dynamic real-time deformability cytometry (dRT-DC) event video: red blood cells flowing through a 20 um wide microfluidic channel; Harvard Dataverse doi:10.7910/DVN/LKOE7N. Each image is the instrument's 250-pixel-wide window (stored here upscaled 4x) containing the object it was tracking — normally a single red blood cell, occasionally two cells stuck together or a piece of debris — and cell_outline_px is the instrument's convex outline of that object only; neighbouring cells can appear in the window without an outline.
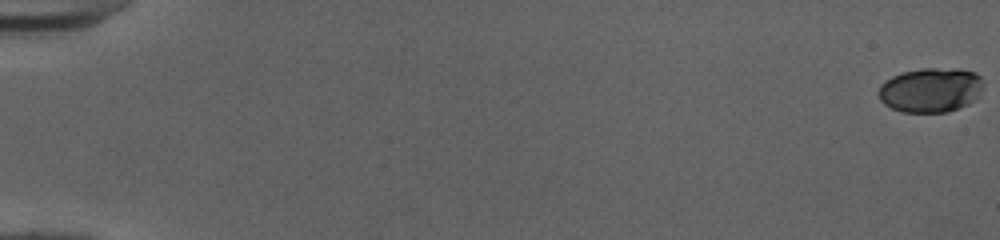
{"species": "human", "species_latin": "Homo sapiens", "temperature_condition": "cold", "stored_images_in_passage": 53, "camera_frame_rate_fps": 3000, "um_per_image_px": 0.085, "donor": {"sex": "female"}, "frame": {"image": 1, "passage_image": 1, "time_ms": 0.0, "image_size_px": [1000, 240], "cell_outline_px": [[984, 88], [968, 104], [948, 112], [900, 112], [884, 104], [880, 100], [876, 92], [880, 84], [884, 80], [892, 76], [904, 72], [920, 68], [960, 68], [976, 72], [984, 80]], "centroid_in_image_um": [79.09, 7.63], "position_along_channel_um": 5.9, "area_um2": 27.69}}
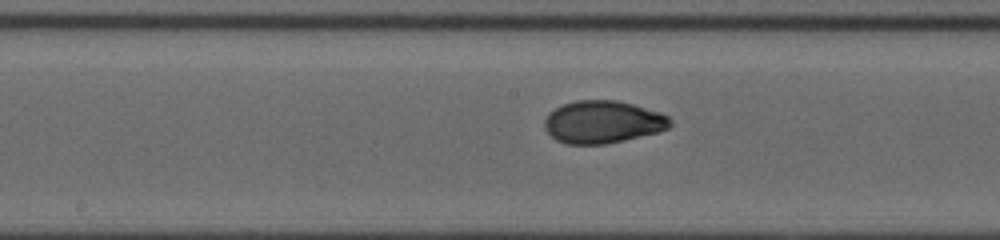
{"frame": {"image": 2, "passage_image": 30, "time_ms": 9.667, "image_size_px": [1000, 240], "cell_outline_px": [[672, 124], [668, 128], [660, 132], [624, 140], [604, 144], [568, 144], [556, 140], [544, 128], [544, 120], [548, 112], [564, 104], [576, 100], [616, 100], [632, 104], [660, 112], [668, 116], [672, 120]], "centroid_in_image_um": [51.24, 10.37], "position_along_channel_um": 197.0, "area_um2": 31.21}}
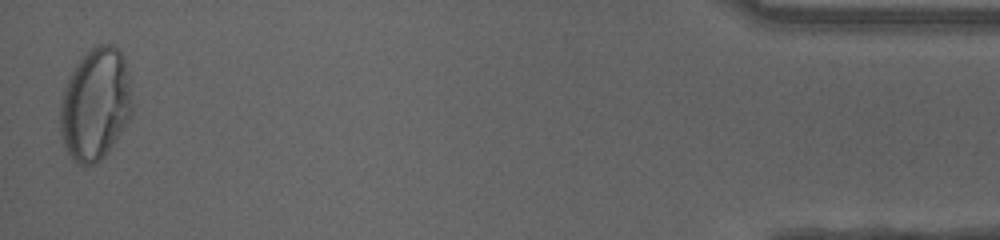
{"frame": {"image": 3, "passage_image": 53, "time_ms": 17.333, "image_size_px": [1000, 240], "cell_outline_px": [[132, 116], [108, 152], [100, 160], [92, 164], [76, 164], [72, 160], [64, 144], [60, 132], [60, 104], [64, 88], [68, 76], [80, 56], [92, 48], [100, 44], [112, 44], [124, 56], [128, 76], [132, 104]], "centroid_in_image_um": [8.1, 8.86], "position_along_channel_um": 427.1, "area_um2": 47.34}, "authors_computed_cell_mechanics": {"area_um2": 30.8074, "velocity_mm_per_s": 4.0243, "shape_relaxation_time_tau1_ms": 6.1108, "shape_relaxation_time_tau2_ms": null, "deformation_change_tau1": 0.2095, "deformation_change_tau2": null}}